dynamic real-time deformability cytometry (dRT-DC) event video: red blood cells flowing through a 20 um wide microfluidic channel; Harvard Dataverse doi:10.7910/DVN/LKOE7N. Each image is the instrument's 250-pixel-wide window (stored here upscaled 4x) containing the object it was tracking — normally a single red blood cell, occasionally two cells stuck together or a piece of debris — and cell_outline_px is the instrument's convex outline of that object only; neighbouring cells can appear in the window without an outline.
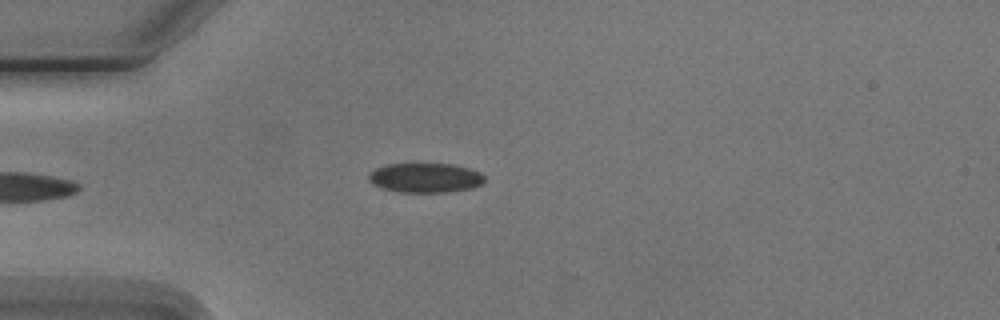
{"species": "Egyptian fruit bat (a non-hibernating species)", "species_latin": "Rousettus aegyptiacus", "temperature_condition": "cold", "stored_images_in_passage": 6, "camera_frame_rate_fps": 3000, "um_per_image_px": 0.085, "animal": {"sex": "male"}, "frame": {"image": 1, "passage_image": 5, "time_ms": 4.667, "image_size_px": [1000, 320], "cell_outline_px": [[484, 184], [472, 188], [444, 192], [400, 192], [384, 188], [368, 180], [368, 176], [376, 168], [388, 164], [412, 160], [420, 160], [452, 164], [468, 168], [480, 172], [484, 176]], "centroid_in_image_um": [36.17, 15.04], "position_along_channel_um": 48.8, "area_um2": 20.75}}